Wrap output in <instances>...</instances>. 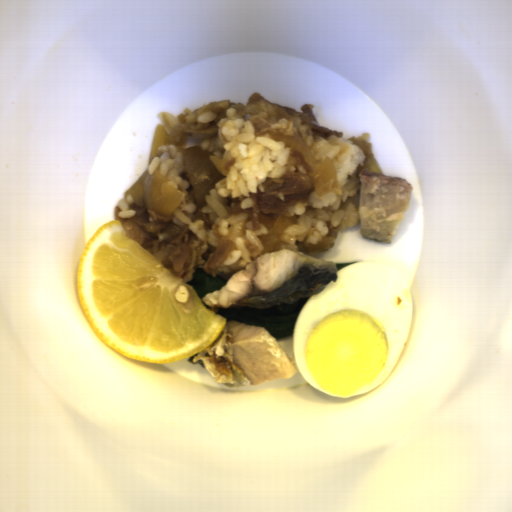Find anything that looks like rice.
<instances>
[{
    "mask_svg": "<svg viewBox=\"0 0 512 512\" xmlns=\"http://www.w3.org/2000/svg\"><path fill=\"white\" fill-rule=\"evenodd\" d=\"M133 204L136 203L130 196H127V194L117 202L116 207L118 206L121 209L119 211L120 218H131L134 215V210H131Z\"/></svg>",
    "mask_w": 512,
    "mask_h": 512,
    "instance_id": "3",
    "label": "rice"
},
{
    "mask_svg": "<svg viewBox=\"0 0 512 512\" xmlns=\"http://www.w3.org/2000/svg\"><path fill=\"white\" fill-rule=\"evenodd\" d=\"M217 135L199 140V148L213 151L225 163L226 177L218 179L204 198L203 211L210 222L217 225L218 233L226 235L234 222L242 221L246 239L255 246L250 254L242 241L234 240L235 247L217 274L228 282L235 273L247 268L249 263L263 253V243L252 232V222L245 214H229L224 203L226 197H242L241 209H252L254 202L248 195L258 191L266 179L286 173L287 162L293 148L275 140L270 133L299 136L317 162L329 157L336 172L342 195L315 189L309 202L292 204L286 217L298 222L287 229L283 236V250L298 252L297 241L318 244L328 233L327 222L339 230L356 226L360 222L361 181L356 177L358 165L364 166L365 155L359 145L348 139L332 136L315 137L298 117L279 120L270 128H254L251 121L241 118L234 108H227L226 117L219 119Z\"/></svg>",
    "mask_w": 512,
    "mask_h": 512,
    "instance_id": "1",
    "label": "rice"
},
{
    "mask_svg": "<svg viewBox=\"0 0 512 512\" xmlns=\"http://www.w3.org/2000/svg\"><path fill=\"white\" fill-rule=\"evenodd\" d=\"M182 146L162 144L158 146V153L153 156L152 162L147 171L148 174L158 173L172 186H174L184 197L172 213L178 220L186 224L191 232L200 240L205 241L211 247H217L219 241L203 221L190 220L183 212H194L199 208L193 195L185 159L182 155Z\"/></svg>",
    "mask_w": 512,
    "mask_h": 512,
    "instance_id": "2",
    "label": "rice"
},
{
    "mask_svg": "<svg viewBox=\"0 0 512 512\" xmlns=\"http://www.w3.org/2000/svg\"><path fill=\"white\" fill-rule=\"evenodd\" d=\"M216 117H217V114L210 110V111H205L202 114H200L199 116H197L196 121L205 124V123L215 120Z\"/></svg>",
    "mask_w": 512,
    "mask_h": 512,
    "instance_id": "4",
    "label": "rice"
}]
</instances>
